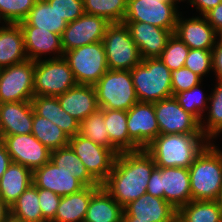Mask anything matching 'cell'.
<instances>
[{
  "mask_svg": "<svg viewBox=\"0 0 222 222\" xmlns=\"http://www.w3.org/2000/svg\"><path fill=\"white\" fill-rule=\"evenodd\" d=\"M155 167L154 159L144 149L120 152L101 186L124 207L147 193L148 181Z\"/></svg>",
  "mask_w": 222,
  "mask_h": 222,
  "instance_id": "cell-1",
  "label": "cell"
},
{
  "mask_svg": "<svg viewBox=\"0 0 222 222\" xmlns=\"http://www.w3.org/2000/svg\"><path fill=\"white\" fill-rule=\"evenodd\" d=\"M209 143L204 134H159L144 150L156 167L188 169Z\"/></svg>",
  "mask_w": 222,
  "mask_h": 222,
  "instance_id": "cell-2",
  "label": "cell"
},
{
  "mask_svg": "<svg viewBox=\"0 0 222 222\" xmlns=\"http://www.w3.org/2000/svg\"><path fill=\"white\" fill-rule=\"evenodd\" d=\"M209 143L188 168L192 200H217L222 187V151Z\"/></svg>",
  "mask_w": 222,
  "mask_h": 222,
  "instance_id": "cell-3",
  "label": "cell"
},
{
  "mask_svg": "<svg viewBox=\"0 0 222 222\" xmlns=\"http://www.w3.org/2000/svg\"><path fill=\"white\" fill-rule=\"evenodd\" d=\"M130 72L139 101L154 103L173 96L171 71L159 57L142 59Z\"/></svg>",
  "mask_w": 222,
  "mask_h": 222,
  "instance_id": "cell-4",
  "label": "cell"
},
{
  "mask_svg": "<svg viewBox=\"0 0 222 222\" xmlns=\"http://www.w3.org/2000/svg\"><path fill=\"white\" fill-rule=\"evenodd\" d=\"M94 87L99 109L128 111L139 101L130 70H108Z\"/></svg>",
  "mask_w": 222,
  "mask_h": 222,
  "instance_id": "cell-5",
  "label": "cell"
},
{
  "mask_svg": "<svg viewBox=\"0 0 222 222\" xmlns=\"http://www.w3.org/2000/svg\"><path fill=\"white\" fill-rule=\"evenodd\" d=\"M109 70H132L142 62L125 23H110L102 40Z\"/></svg>",
  "mask_w": 222,
  "mask_h": 222,
  "instance_id": "cell-6",
  "label": "cell"
},
{
  "mask_svg": "<svg viewBox=\"0 0 222 222\" xmlns=\"http://www.w3.org/2000/svg\"><path fill=\"white\" fill-rule=\"evenodd\" d=\"M77 84L95 85L109 70L102 41L64 52Z\"/></svg>",
  "mask_w": 222,
  "mask_h": 222,
  "instance_id": "cell-7",
  "label": "cell"
},
{
  "mask_svg": "<svg viewBox=\"0 0 222 222\" xmlns=\"http://www.w3.org/2000/svg\"><path fill=\"white\" fill-rule=\"evenodd\" d=\"M76 85L73 72L64 57L35 61L34 96L57 97Z\"/></svg>",
  "mask_w": 222,
  "mask_h": 222,
  "instance_id": "cell-8",
  "label": "cell"
},
{
  "mask_svg": "<svg viewBox=\"0 0 222 222\" xmlns=\"http://www.w3.org/2000/svg\"><path fill=\"white\" fill-rule=\"evenodd\" d=\"M35 61L2 68L0 74V104L31 101L34 97Z\"/></svg>",
  "mask_w": 222,
  "mask_h": 222,
  "instance_id": "cell-9",
  "label": "cell"
},
{
  "mask_svg": "<svg viewBox=\"0 0 222 222\" xmlns=\"http://www.w3.org/2000/svg\"><path fill=\"white\" fill-rule=\"evenodd\" d=\"M85 165L89 174L101 185L112 171L116 154L79 133L68 144Z\"/></svg>",
  "mask_w": 222,
  "mask_h": 222,
  "instance_id": "cell-10",
  "label": "cell"
},
{
  "mask_svg": "<svg viewBox=\"0 0 222 222\" xmlns=\"http://www.w3.org/2000/svg\"><path fill=\"white\" fill-rule=\"evenodd\" d=\"M176 4L161 0H128L123 22H145L174 32L180 13Z\"/></svg>",
  "mask_w": 222,
  "mask_h": 222,
  "instance_id": "cell-11",
  "label": "cell"
},
{
  "mask_svg": "<svg viewBox=\"0 0 222 222\" xmlns=\"http://www.w3.org/2000/svg\"><path fill=\"white\" fill-rule=\"evenodd\" d=\"M160 134H203L200 121L185 111L174 96L154 102Z\"/></svg>",
  "mask_w": 222,
  "mask_h": 222,
  "instance_id": "cell-12",
  "label": "cell"
},
{
  "mask_svg": "<svg viewBox=\"0 0 222 222\" xmlns=\"http://www.w3.org/2000/svg\"><path fill=\"white\" fill-rule=\"evenodd\" d=\"M12 162L19 163L30 170L42 167L51 158V151L30 134L0 135Z\"/></svg>",
  "mask_w": 222,
  "mask_h": 222,
  "instance_id": "cell-13",
  "label": "cell"
},
{
  "mask_svg": "<svg viewBox=\"0 0 222 222\" xmlns=\"http://www.w3.org/2000/svg\"><path fill=\"white\" fill-rule=\"evenodd\" d=\"M109 24L103 17L86 13L67 23L61 36L63 52L102 41Z\"/></svg>",
  "mask_w": 222,
  "mask_h": 222,
  "instance_id": "cell-14",
  "label": "cell"
},
{
  "mask_svg": "<svg viewBox=\"0 0 222 222\" xmlns=\"http://www.w3.org/2000/svg\"><path fill=\"white\" fill-rule=\"evenodd\" d=\"M177 210L165 199L144 194L123 207L122 222H174Z\"/></svg>",
  "mask_w": 222,
  "mask_h": 222,
  "instance_id": "cell-15",
  "label": "cell"
},
{
  "mask_svg": "<svg viewBox=\"0 0 222 222\" xmlns=\"http://www.w3.org/2000/svg\"><path fill=\"white\" fill-rule=\"evenodd\" d=\"M129 138L140 148L145 149L159 134L154 103L138 101L127 111Z\"/></svg>",
  "mask_w": 222,
  "mask_h": 222,
  "instance_id": "cell-16",
  "label": "cell"
},
{
  "mask_svg": "<svg viewBox=\"0 0 222 222\" xmlns=\"http://www.w3.org/2000/svg\"><path fill=\"white\" fill-rule=\"evenodd\" d=\"M33 184L59 196L71 195L85 187L70 171L57 167L51 160L33 171Z\"/></svg>",
  "mask_w": 222,
  "mask_h": 222,
  "instance_id": "cell-17",
  "label": "cell"
},
{
  "mask_svg": "<svg viewBox=\"0 0 222 222\" xmlns=\"http://www.w3.org/2000/svg\"><path fill=\"white\" fill-rule=\"evenodd\" d=\"M139 49L142 59L159 57L174 33L145 22H123Z\"/></svg>",
  "mask_w": 222,
  "mask_h": 222,
  "instance_id": "cell-18",
  "label": "cell"
},
{
  "mask_svg": "<svg viewBox=\"0 0 222 222\" xmlns=\"http://www.w3.org/2000/svg\"><path fill=\"white\" fill-rule=\"evenodd\" d=\"M179 14L174 35L182 40L190 49L212 51L217 42V32L208 23L205 16L184 18Z\"/></svg>",
  "mask_w": 222,
  "mask_h": 222,
  "instance_id": "cell-19",
  "label": "cell"
},
{
  "mask_svg": "<svg viewBox=\"0 0 222 222\" xmlns=\"http://www.w3.org/2000/svg\"><path fill=\"white\" fill-rule=\"evenodd\" d=\"M24 34V48L28 60L39 61L42 54H57L52 59L63 57L61 35L28 25L24 20L18 23Z\"/></svg>",
  "mask_w": 222,
  "mask_h": 222,
  "instance_id": "cell-20",
  "label": "cell"
},
{
  "mask_svg": "<svg viewBox=\"0 0 222 222\" xmlns=\"http://www.w3.org/2000/svg\"><path fill=\"white\" fill-rule=\"evenodd\" d=\"M160 184L165 201L176 210L192 200L189 169L160 167Z\"/></svg>",
  "mask_w": 222,
  "mask_h": 222,
  "instance_id": "cell-21",
  "label": "cell"
},
{
  "mask_svg": "<svg viewBox=\"0 0 222 222\" xmlns=\"http://www.w3.org/2000/svg\"><path fill=\"white\" fill-rule=\"evenodd\" d=\"M34 109L31 101L0 104V135L30 134Z\"/></svg>",
  "mask_w": 222,
  "mask_h": 222,
  "instance_id": "cell-22",
  "label": "cell"
},
{
  "mask_svg": "<svg viewBox=\"0 0 222 222\" xmlns=\"http://www.w3.org/2000/svg\"><path fill=\"white\" fill-rule=\"evenodd\" d=\"M57 98L62 109L80 123L99 109L94 85L77 84Z\"/></svg>",
  "mask_w": 222,
  "mask_h": 222,
  "instance_id": "cell-23",
  "label": "cell"
},
{
  "mask_svg": "<svg viewBox=\"0 0 222 222\" xmlns=\"http://www.w3.org/2000/svg\"><path fill=\"white\" fill-rule=\"evenodd\" d=\"M31 103L37 115L56 124L69 138L79 133L80 122L62 109L57 97L34 96Z\"/></svg>",
  "mask_w": 222,
  "mask_h": 222,
  "instance_id": "cell-24",
  "label": "cell"
},
{
  "mask_svg": "<svg viewBox=\"0 0 222 222\" xmlns=\"http://www.w3.org/2000/svg\"><path fill=\"white\" fill-rule=\"evenodd\" d=\"M102 186H85L71 195L62 196L52 222H84L91 197Z\"/></svg>",
  "mask_w": 222,
  "mask_h": 222,
  "instance_id": "cell-25",
  "label": "cell"
},
{
  "mask_svg": "<svg viewBox=\"0 0 222 222\" xmlns=\"http://www.w3.org/2000/svg\"><path fill=\"white\" fill-rule=\"evenodd\" d=\"M0 29V67L28 60L24 48V34L19 24H8Z\"/></svg>",
  "mask_w": 222,
  "mask_h": 222,
  "instance_id": "cell-26",
  "label": "cell"
},
{
  "mask_svg": "<svg viewBox=\"0 0 222 222\" xmlns=\"http://www.w3.org/2000/svg\"><path fill=\"white\" fill-rule=\"evenodd\" d=\"M33 184V171L12 162L0 178V197L11 207L17 198Z\"/></svg>",
  "mask_w": 222,
  "mask_h": 222,
  "instance_id": "cell-27",
  "label": "cell"
},
{
  "mask_svg": "<svg viewBox=\"0 0 222 222\" xmlns=\"http://www.w3.org/2000/svg\"><path fill=\"white\" fill-rule=\"evenodd\" d=\"M123 207L101 187L92 197L84 222H122Z\"/></svg>",
  "mask_w": 222,
  "mask_h": 222,
  "instance_id": "cell-28",
  "label": "cell"
},
{
  "mask_svg": "<svg viewBox=\"0 0 222 222\" xmlns=\"http://www.w3.org/2000/svg\"><path fill=\"white\" fill-rule=\"evenodd\" d=\"M104 122L110 142L120 151L141 150L130 138L127 129V111L104 109Z\"/></svg>",
  "mask_w": 222,
  "mask_h": 222,
  "instance_id": "cell-29",
  "label": "cell"
},
{
  "mask_svg": "<svg viewBox=\"0 0 222 222\" xmlns=\"http://www.w3.org/2000/svg\"><path fill=\"white\" fill-rule=\"evenodd\" d=\"M181 222H222V208L217 200H191L177 210Z\"/></svg>",
  "mask_w": 222,
  "mask_h": 222,
  "instance_id": "cell-30",
  "label": "cell"
},
{
  "mask_svg": "<svg viewBox=\"0 0 222 222\" xmlns=\"http://www.w3.org/2000/svg\"><path fill=\"white\" fill-rule=\"evenodd\" d=\"M24 21L30 26L48 30L61 36L67 27V22L61 18L46 0H37Z\"/></svg>",
  "mask_w": 222,
  "mask_h": 222,
  "instance_id": "cell-31",
  "label": "cell"
},
{
  "mask_svg": "<svg viewBox=\"0 0 222 222\" xmlns=\"http://www.w3.org/2000/svg\"><path fill=\"white\" fill-rule=\"evenodd\" d=\"M50 160L78 178L85 186H101L86 170L85 165L68 145L51 151Z\"/></svg>",
  "mask_w": 222,
  "mask_h": 222,
  "instance_id": "cell-32",
  "label": "cell"
},
{
  "mask_svg": "<svg viewBox=\"0 0 222 222\" xmlns=\"http://www.w3.org/2000/svg\"><path fill=\"white\" fill-rule=\"evenodd\" d=\"M31 133L50 151L66 147L69 144L70 138L60 127L35 112Z\"/></svg>",
  "mask_w": 222,
  "mask_h": 222,
  "instance_id": "cell-33",
  "label": "cell"
},
{
  "mask_svg": "<svg viewBox=\"0 0 222 222\" xmlns=\"http://www.w3.org/2000/svg\"><path fill=\"white\" fill-rule=\"evenodd\" d=\"M10 215L24 222H46L39 205L38 188L34 184L12 204Z\"/></svg>",
  "mask_w": 222,
  "mask_h": 222,
  "instance_id": "cell-34",
  "label": "cell"
},
{
  "mask_svg": "<svg viewBox=\"0 0 222 222\" xmlns=\"http://www.w3.org/2000/svg\"><path fill=\"white\" fill-rule=\"evenodd\" d=\"M79 134L94 143L100 144L108 149H111L116 155L120 151L110 142L106 124L104 122V109H98L90 114L80 123Z\"/></svg>",
  "mask_w": 222,
  "mask_h": 222,
  "instance_id": "cell-35",
  "label": "cell"
},
{
  "mask_svg": "<svg viewBox=\"0 0 222 222\" xmlns=\"http://www.w3.org/2000/svg\"><path fill=\"white\" fill-rule=\"evenodd\" d=\"M128 0H83L86 14L100 16L109 23H121L127 11Z\"/></svg>",
  "mask_w": 222,
  "mask_h": 222,
  "instance_id": "cell-36",
  "label": "cell"
},
{
  "mask_svg": "<svg viewBox=\"0 0 222 222\" xmlns=\"http://www.w3.org/2000/svg\"><path fill=\"white\" fill-rule=\"evenodd\" d=\"M218 83L209 96L210 107H207V122L200 123L201 132L211 141L222 132V80ZM205 124V125H204Z\"/></svg>",
  "mask_w": 222,
  "mask_h": 222,
  "instance_id": "cell-37",
  "label": "cell"
},
{
  "mask_svg": "<svg viewBox=\"0 0 222 222\" xmlns=\"http://www.w3.org/2000/svg\"><path fill=\"white\" fill-rule=\"evenodd\" d=\"M200 84L189 90L179 92L174 97L185 111L194 115L202 123V114L208 107L206 102L209 100V96L205 98V94L200 89Z\"/></svg>",
  "mask_w": 222,
  "mask_h": 222,
  "instance_id": "cell-38",
  "label": "cell"
},
{
  "mask_svg": "<svg viewBox=\"0 0 222 222\" xmlns=\"http://www.w3.org/2000/svg\"><path fill=\"white\" fill-rule=\"evenodd\" d=\"M189 50L190 48L182 40L172 34L159 58L170 71L178 70L184 67Z\"/></svg>",
  "mask_w": 222,
  "mask_h": 222,
  "instance_id": "cell-39",
  "label": "cell"
},
{
  "mask_svg": "<svg viewBox=\"0 0 222 222\" xmlns=\"http://www.w3.org/2000/svg\"><path fill=\"white\" fill-rule=\"evenodd\" d=\"M37 0H0V12L9 24L23 21Z\"/></svg>",
  "mask_w": 222,
  "mask_h": 222,
  "instance_id": "cell-40",
  "label": "cell"
},
{
  "mask_svg": "<svg viewBox=\"0 0 222 222\" xmlns=\"http://www.w3.org/2000/svg\"><path fill=\"white\" fill-rule=\"evenodd\" d=\"M184 67L190 69L203 79L202 76L212 70V51L190 49Z\"/></svg>",
  "mask_w": 222,
  "mask_h": 222,
  "instance_id": "cell-41",
  "label": "cell"
},
{
  "mask_svg": "<svg viewBox=\"0 0 222 222\" xmlns=\"http://www.w3.org/2000/svg\"><path fill=\"white\" fill-rule=\"evenodd\" d=\"M49 5L61 16V18L70 23L82 16L84 11L83 0H46Z\"/></svg>",
  "mask_w": 222,
  "mask_h": 222,
  "instance_id": "cell-42",
  "label": "cell"
},
{
  "mask_svg": "<svg viewBox=\"0 0 222 222\" xmlns=\"http://www.w3.org/2000/svg\"><path fill=\"white\" fill-rule=\"evenodd\" d=\"M202 78L186 67L171 70V87L173 96L186 91L201 83Z\"/></svg>",
  "mask_w": 222,
  "mask_h": 222,
  "instance_id": "cell-43",
  "label": "cell"
},
{
  "mask_svg": "<svg viewBox=\"0 0 222 222\" xmlns=\"http://www.w3.org/2000/svg\"><path fill=\"white\" fill-rule=\"evenodd\" d=\"M39 205L46 222H52L62 196L42 188H38Z\"/></svg>",
  "mask_w": 222,
  "mask_h": 222,
  "instance_id": "cell-44",
  "label": "cell"
},
{
  "mask_svg": "<svg viewBox=\"0 0 222 222\" xmlns=\"http://www.w3.org/2000/svg\"><path fill=\"white\" fill-rule=\"evenodd\" d=\"M147 194L164 199V191H161L160 184V167H155L148 181Z\"/></svg>",
  "mask_w": 222,
  "mask_h": 222,
  "instance_id": "cell-45",
  "label": "cell"
},
{
  "mask_svg": "<svg viewBox=\"0 0 222 222\" xmlns=\"http://www.w3.org/2000/svg\"><path fill=\"white\" fill-rule=\"evenodd\" d=\"M212 70L217 80H222V43L216 42L212 49Z\"/></svg>",
  "mask_w": 222,
  "mask_h": 222,
  "instance_id": "cell-46",
  "label": "cell"
},
{
  "mask_svg": "<svg viewBox=\"0 0 222 222\" xmlns=\"http://www.w3.org/2000/svg\"><path fill=\"white\" fill-rule=\"evenodd\" d=\"M216 32L222 29V2L204 15Z\"/></svg>",
  "mask_w": 222,
  "mask_h": 222,
  "instance_id": "cell-47",
  "label": "cell"
},
{
  "mask_svg": "<svg viewBox=\"0 0 222 222\" xmlns=\"http://www.w3.org/2000/svg\"><path fill=\"white\" fill-rule=\"evenodd\" d=\"M192 6H196L195 9L201 12L200 15L204 16L212 8L216 7L222 2V0H189Z\"/></svg>",
  "mask_w": 222,
  "mask_h": 222,
  "instance_id": "cell-48",
  "label": "cell"
},
{
  "mask_svg": "<svg viewBox=\"0 0 222 222\" xmlns=\"http://www.w3.org/2000/svg\"><path fill=\"white\" fill-rule=\"evenodd\" d=\"M12 163L11 157L7 152L5 144L0 140V178Z\"/></svg>",
  "mask_w": 222,
  "mask_h": 222,
  "instance_id": "cell-49",
  "label": "cell"
},
{
  "mask_svg": "<svg viewBox=\"0 0 222 222\" xmlns=\"http://www.w3.org/2000/svg\"><path fill=\"white\" fill-rule=\"evenodd\" d=\"M10 216V207L0 197V222H5Z\"/></svg>",
  "mask_w": 222,
  "mask_h": 222,
  "instance_id": "cell-50",
  "label": "cell"
},
{
  "mask_svg": "<svg viewBox=\"0 0 222 222\" xmlns=\"http://www.w3.org/2000/svg\"><path fill=\"white\" fill-rule=\"evenodd\" d=\"M5 222H24L10 215Z\"/></svg>",
  "mask_w": 222,
  "mask_h": 222,
  "instance_id": "cell-51",
  "label": "cell"
},
{
  "mask_svg": "<svg viewBox=\"0 0 222 222\" xmlns=\"http://www.w3.org/2000/svg\"><path fill=\"white\" fill-rule=\"evenodd\" d=\"M217 201H218L219 206L222 208V187H221V192H220V195H219Z\"/></svg>",
  "mask_w": 222,
  "mask_h": 222,
  "instance_id": "cell-52",
  "label": "cell"
},
{
  "mask_svg": "<svg viewBox=\"0 0 222 222\" xmlns=\"http://www.w3.org/2000/svg\"><path fill=\"white\" fill-rule=\"evenodd\" d=\"M218 42L222 43V29L217 32Z\"/></svg>",
  "mask_w": 222,
  "mask_h": 222,
  "instance_id": "cell-53",
  "label": "cell"
},
{
  "mask_svg": "<svg viewBox=\"0 0 222 222\" xmlns=\"http://www.w3.org/2000/svg\"><path fill=\"white\" fill-rule=\"evenodd\" d=\"M2 20L5 22L6 25L9 24V23L4 19L3 15H2L1 12H0V21H2ZM0 23H1V22H0ZM3 27H5V26H4V25H3L2 27L0 26V29L3 28Z\"/></svg>",
  "mask_w": 222,
  "mask_h": 222,
  "instance_id": "cell-54",
  "label": "cell"
},
{
  "mask_svg": "<svg viewBox=\"0 0 222 222\" xmlns=\"http://www.w3.org/2000/svg\"><path fill=\"white\" fill-rule=\"evenodd\" d=\"M161 2H174L172 0H161Z\"/></svg>",
  "mask_w": 222,
  "mask_h": 222,
  "instance_id": "cell-55",
  "label": "cell"
},
{
  "mask_svg": "<svg viewBox=\"0 0 222 222\" xmlns=\"http://www.w3.org/2000/svg\"><path fill=\"white\" fill-rule=\"evenodd\" d=\"M172 1H174L175 3H177V1L178 2H180V1H184V0H172ZM186 1V0H185ZM189 1V0H188Z\"/></svg>",
  "mask_w": 222,
  "mask_h": 222,
  "instance_id": "cell-56",
  "label": "cell"
}]
</instances>
